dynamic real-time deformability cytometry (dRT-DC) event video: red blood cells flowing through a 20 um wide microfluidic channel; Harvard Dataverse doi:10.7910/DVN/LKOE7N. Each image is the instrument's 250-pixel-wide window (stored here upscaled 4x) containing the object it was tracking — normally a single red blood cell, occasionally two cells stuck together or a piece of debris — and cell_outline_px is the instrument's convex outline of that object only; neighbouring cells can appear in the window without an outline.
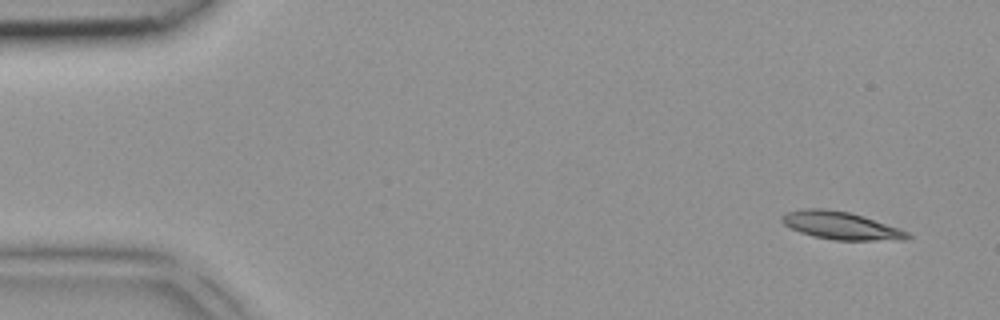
{"species": "common noctule bat (a hibernating species)", "species_latin": "Nyctalus noctula", "temperature_condition": "room temperature", "stored_images_in_passage": 4, "camera_frame_rate_fps": 3000, "um_per_image_px": 0.085, "animal": {"sex": "female", "body_mass_g": 18.4}, "frame": {"image": 1, "passage_image": 1, "time_ms": 0.0, "image_size_px": [1000, 320], "cell_outline_px": [[912, 236], [908, 240], [836, 240], [812, 236], [800, 232], [784, 224], [780, 220], [780, 216], [784, 212], [804, 208], [824, 208], [848, 212], [864, 216], [900, 228], [908, 232]], "centroid_in_image_um": [71.48, 19.17], "position_along_channel_um": 13.5, "area_um2": 20.52}}
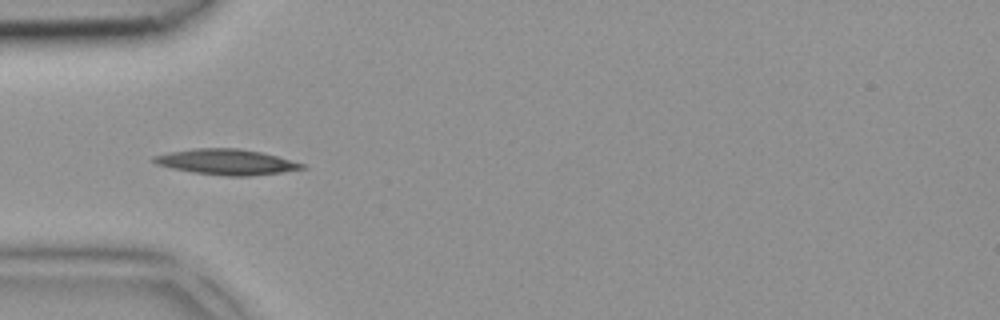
{"frame": {"image": 2, "passage_image": 4, "time_ms": 1.0, "image_size_px": [1000, 320], "cell_outline_px": [[308, 168], [280, 172], [248, 176], [224, 176], [192, 172], [172, 168], [156, 164], [152, 160], [152, 156], [172, 152], [196, 148], [240, 148], [260, 152], [276, 156], [304, 164]], "centroid_in_image_um": [19.24, 13.77], "position_along_channel_um": 65.8, "area_um2": 21.85}}